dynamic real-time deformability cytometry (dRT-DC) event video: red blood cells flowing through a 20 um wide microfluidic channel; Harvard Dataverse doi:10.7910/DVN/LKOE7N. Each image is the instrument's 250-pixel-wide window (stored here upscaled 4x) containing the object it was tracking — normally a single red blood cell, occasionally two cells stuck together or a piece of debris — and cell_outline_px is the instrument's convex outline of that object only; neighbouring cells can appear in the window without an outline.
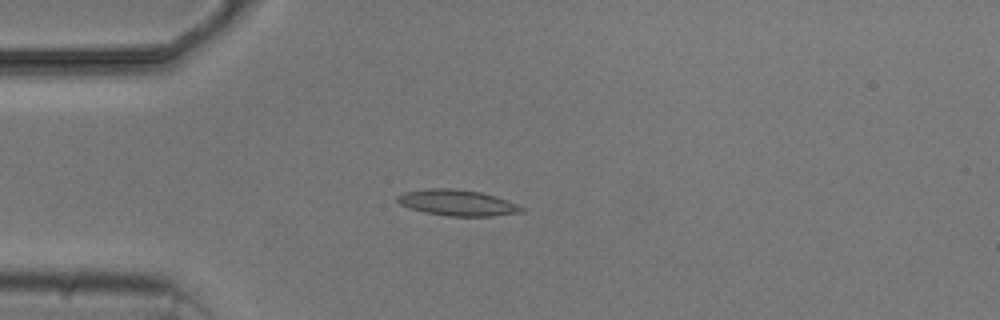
{"species": "common noctule bat (a hibernating species)", "species_latin": "Nyctalus noctula", "temperature_condition": "cold", "stored_images_in_passage": 7, "camera_frame_rate_fps": 3000, "um_per_image_px": 0.085, "animal": {"sex": "male", "body_mass_g": 20.5, "forearm_length_mm": 52.5}, "frame": {"image": 1, "passage_image": 4, "time_ms": 3.667, "image_size_px": [1000, 320], "cell_outline_px": [[524, 212], [492, 216], [448, 216], [424, 212], [400, 204], [396, 200], [396, 196], [404, 192], [428, 188], [452, 188], [480, 192], [496, 196], [508, 200], [524, 208]], "centroid_in_image_um": [38.88, 17.23], "position_along_channel_um": 46.1, "area_um2": 18.79}}
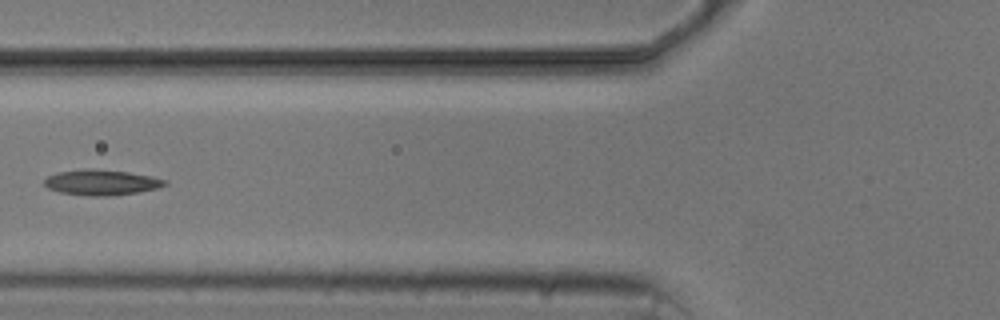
{"frame": {"image": 2, "passage_image": 6, "time_ms": 6.0, "image_size_px": [1000, 320], "cell_outline_px": [[168, 184], [160, 188], [136, 192], [108, 196], [88, 196], [60, 192], [48, 188], [44, 184], [44, 180], [48, 176], [60, 172], [84, 168], [88, 168], [128, 172], [152, 176], [168, 180]], "centroid_in_image_um": [8.66, 15.5], "position_along_channel_um": 117.1, "area_um2": 17.92}}
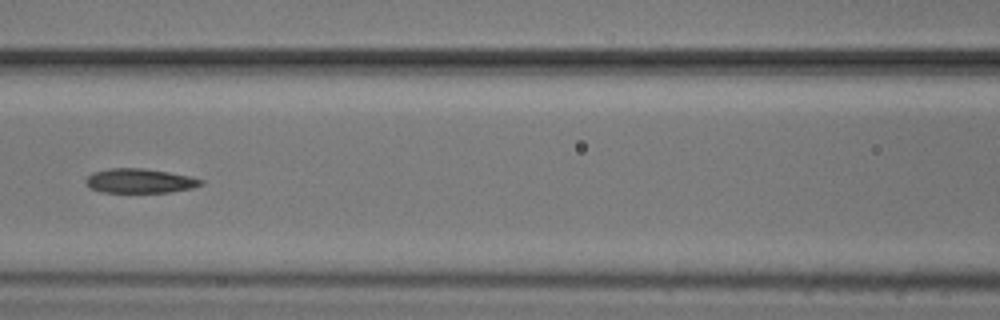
{"frame": {"image": 3, "passage_image": 7, "time_ms": 7.0, "image_size_px": [1000, 320], "cell_outline_px": [[204, 184], [192, 188], [168, 192], [100, 192], [88, 188], [84, 184], [84, 180], [92, 172], [108, 168], [144, 168], [192, 176], [204, 180]], "centroid_in_image_um": [11.84, 15.37], "position_along_channel_um": 154.8, "area_um2": 16.65}}